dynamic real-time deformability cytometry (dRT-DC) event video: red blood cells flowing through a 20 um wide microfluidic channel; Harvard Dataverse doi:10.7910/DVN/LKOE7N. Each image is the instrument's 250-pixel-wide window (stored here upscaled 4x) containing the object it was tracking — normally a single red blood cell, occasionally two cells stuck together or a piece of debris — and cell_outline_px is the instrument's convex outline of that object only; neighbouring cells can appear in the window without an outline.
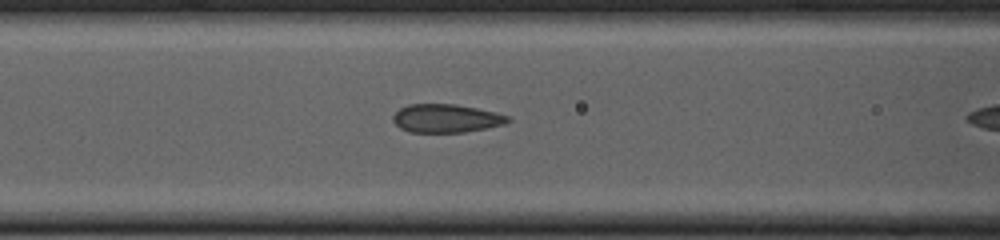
{"species": "common noctule bat (a hibernating species)", "species_latin": "Nyctalus noctula", "temperature_condition": "cold", "stored_images_in_passage": 10, "camera_frame_rate_fps": 3000, "um_per_image_px": 0.085, "animal": {"sex": "female", "body_mass_g": 23.0, "forearm_length_mm": 53.4}, "frame": {"image": 1, "passage_image": 9, "time_ms": 2.667, "image_size_px": [1000, 240], "cell_outline_px": [[512, 120], [504, 124], [464, 132], [408, 132], [400, 128], [392, 120], [392, 116], [400, 108], [408, 104], [456, 104], [496, 112], [508, 116]], "centroid_in_image_um": [37.9, 10.05], "position_along_channel_um": 128.7, "area_um2": 18.96}}